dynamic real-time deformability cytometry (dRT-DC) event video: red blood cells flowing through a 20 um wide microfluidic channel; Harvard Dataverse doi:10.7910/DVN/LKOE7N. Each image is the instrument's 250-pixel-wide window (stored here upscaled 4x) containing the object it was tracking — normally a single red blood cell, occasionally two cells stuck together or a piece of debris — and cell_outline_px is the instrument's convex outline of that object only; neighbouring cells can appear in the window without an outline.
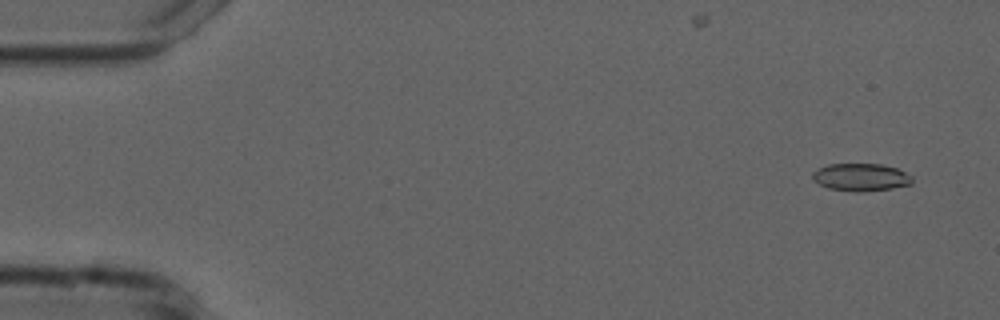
{"species": "common noctule bat (a hibernating species)", "species_latin": "Nyctalus noctula", "temperature_condition": "cold", "stored_images_in_passage": 55, "camera_frame_rate_fps": 3000, "um_per_image_px": 0.085, "animal": {"sex": "male", "forearm_length_mm": 52.5}, "frame": {"image": 1, "passage_image": 4, "time_ms": 1.0, "image_size_px": [1000, 320], "cell_outline_px": [[912, 184], [892, 188], [864, 192], [856, 192], [828, 188], [812, 180], [812, 172], [828, 164], [880, 164], [896, 168], [912, 176]], "centroid_in_image_um": [73.16, 15.07], "position_along_channel_um": 11.8, "area_um2": 16.01}}
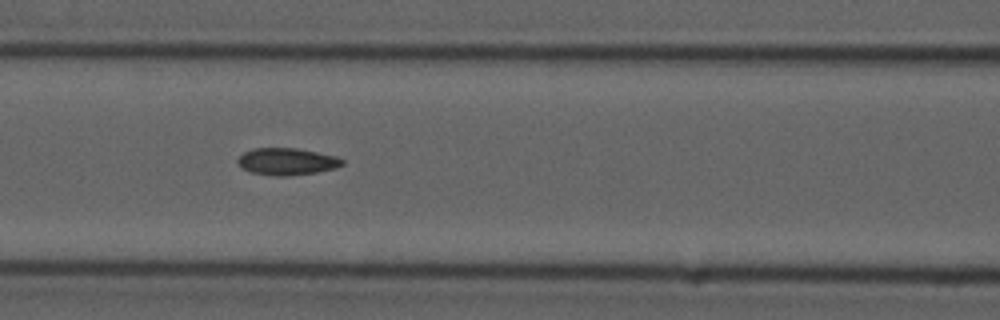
{"frame": {"image": 2, "passage_image": 24, "time_ms": 7.667, "image_size_px": [1000, 320], "cell_outline_px": [[344, 164], [336, 168], [316, 172], [288, 176], [276, 176], [252, 172], [240, 168], [236, 160], [244, 152], [252, 148], [296, 148], [336, 156], [344, 160]], "centroid_in_image_um": [24.37, 13.73], "position_along_channel_um": 142.2, "area_um2": 16.47}}
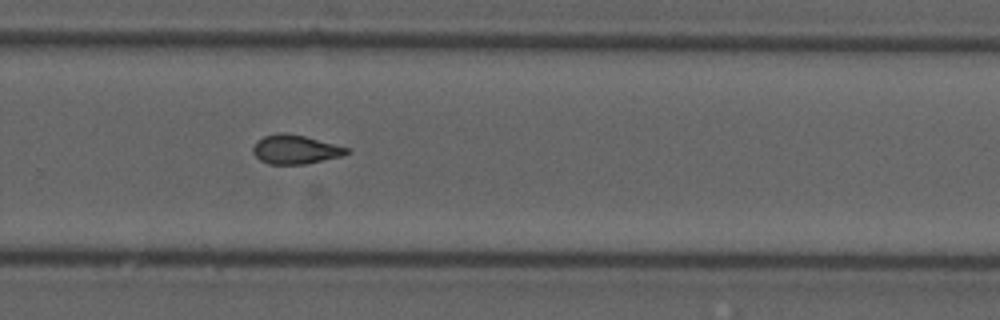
{"frame": {"image": 3, "passage_image": 37, "time_ms": 12.0, "image_size_px": [1000, 320], "cell_outline_px": [[352, 152], [344, 156], [304, 164], [268, 164], [260, 160], [252, 152], [252, 148], [256, 140], [264, 136], [280, 132], [288, 132], [352, 148]], "centroid_in_image_um": [25.14, 12.69], "position_along_channel_um": 304.7, "area_um2": 16.18}, "authors_computed_cell_mechanics": {"area_um2": 16.184, "velocity_mm_per_s": 3.7588, "shape_relaxation_time_tau1_ms": null, "shape_relaxation_time_tau2_ms": 2.4159, "deformation_change_tau1": null, "deformation_change_tau2": 0.0764}}